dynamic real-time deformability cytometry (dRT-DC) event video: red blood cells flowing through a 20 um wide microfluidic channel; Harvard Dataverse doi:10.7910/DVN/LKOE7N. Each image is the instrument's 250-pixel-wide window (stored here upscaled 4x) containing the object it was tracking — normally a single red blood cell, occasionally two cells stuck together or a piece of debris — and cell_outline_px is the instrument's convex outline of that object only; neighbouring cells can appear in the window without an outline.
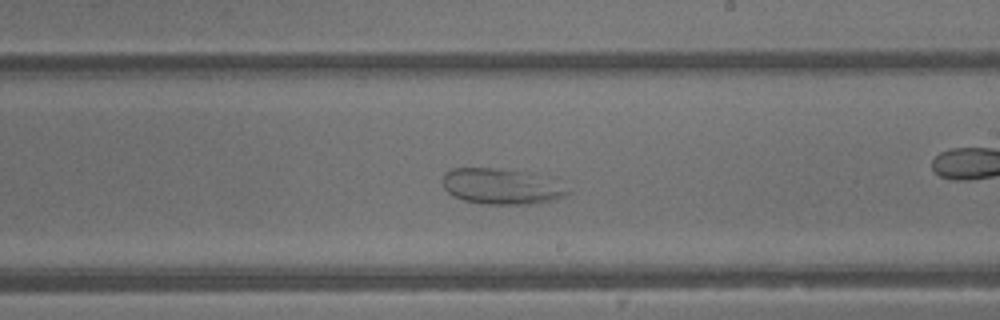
{"species": "common noctule bat (a hibernating species)", "species_latin": "Nyctalus noctula", "temperature_condition": "warm", "stored_images_in_passage": 44, "camera_frame_rate_fps": 3000, "um_per_image_px": 0.085, "animal": {"sex": "male", "body_mass_g": 13.3}, "frame": {"image": 1, "passage_image": 26, "time_ms": 8.333, "image_size_px": [1000, 320], "cell_outline_px": [[572, 192], [556, 200], [536, 204], [484, 204], [464, 200], [452, 196], [444, 188], [444, 172], [452, 168], [500, 168], [556, 176]], "centroid_in_image_um": [42.76, 15.83], "position_along_channel_um": 246.2, "area_um2": 26.99}}